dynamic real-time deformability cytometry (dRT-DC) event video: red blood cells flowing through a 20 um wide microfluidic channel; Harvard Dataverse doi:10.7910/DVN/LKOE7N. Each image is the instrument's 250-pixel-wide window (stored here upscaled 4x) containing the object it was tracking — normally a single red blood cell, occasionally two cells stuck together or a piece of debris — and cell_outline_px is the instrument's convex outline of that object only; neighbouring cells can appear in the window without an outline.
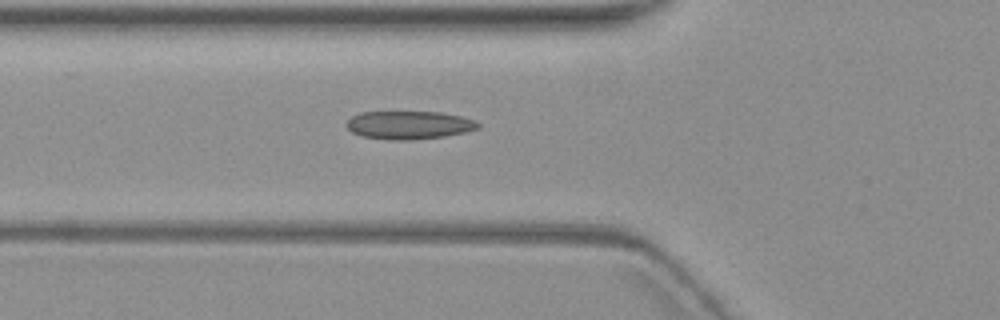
{"species": "common noctule bat (a hibernating species)", "species_latin": "Nyctalus noctula", "temperature_condition": "warm", "stored_images_in_passage": 4, "camera_frame_rate_fps": 3000, "um_per_image_px": 0.085, "animal": {"sex": "female", "body_mass_g": 19.3, "forearm_length_mm": 54.1}, "frame": {"image": 1, "passage_image": 4, "time_ms": 4.667, "image_size_px": [1000, 320], "cell_outline_px": [[480, 128], [468, 132], [444, 136], [408, 140], [388, 140], [360, 136], [352, 132], [348, 128], [348, 120], [352, 116], [360, 112], [440, 112], [460, 116], [476, 120], [480, 124]], "centroid_in_image_um": [34.8, 10.63], "position_along_channel_um": 91.0, "area_um2": 21.68}}